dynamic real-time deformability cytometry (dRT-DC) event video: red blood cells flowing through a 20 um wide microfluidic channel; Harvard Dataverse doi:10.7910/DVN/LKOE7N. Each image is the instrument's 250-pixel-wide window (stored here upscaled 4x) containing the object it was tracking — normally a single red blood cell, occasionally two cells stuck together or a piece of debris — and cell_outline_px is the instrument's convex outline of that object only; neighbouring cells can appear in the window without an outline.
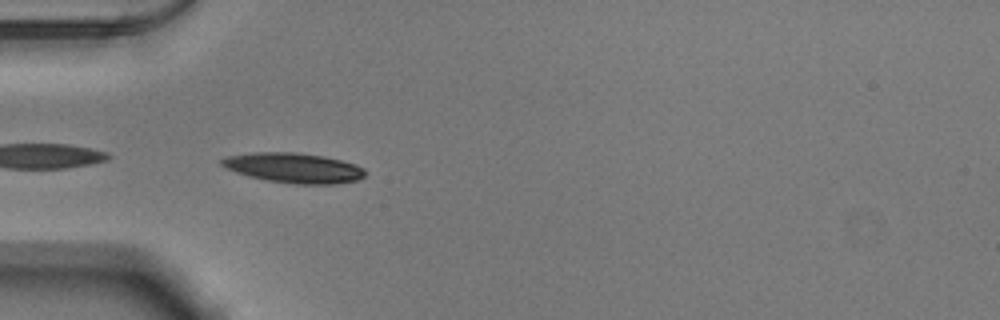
{"species": "Egyptian fruit bat (a non-hibernating species)", "species_latin": "Rousettus aegyptiacus", "temperature_condition": "warm", "stored_images_in_passage": 22, "camera_frame_rate_fps": 3000, "um_per_image_px": 0.085, "animal": {"sex": "male"}, "frame": {"image": 1, "passage_image": 1, "time_ms": 0.0, "image_size_px": [1000, 320], "cell_outline_px": [[364, 176], [360, 180], [336, 184], [296, 184], [268, 180], [248, 176], [224, 168], [220, 164], [220, 160], [228, 156], [256, 152], [292, 152], [324, 156], [356, 164], [364, 168]], "centroid_in_image_um": [24.98, 14.27], "position_along_channel_um": 60.0, "area_um2": 25.03}}
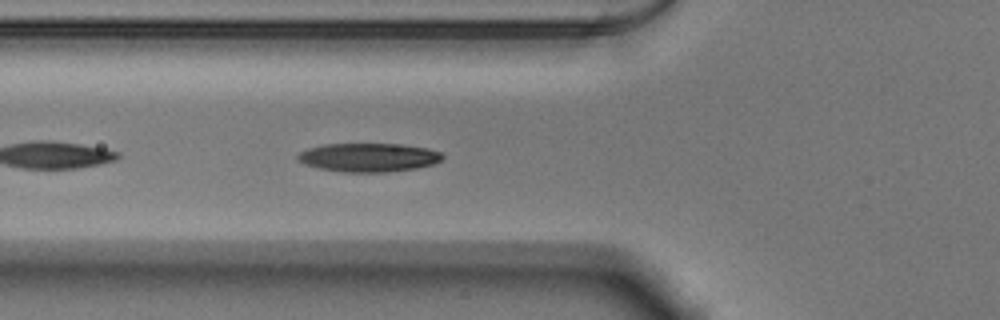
{"frame": {"image": 2, "passage_image": 4, "time_ms": 1.0, "image_size_px": [1000, 320], "cell_outline_px": [[444, 156], [440, 160], [432, 164], [416, 168], [388, 172], [340, 172], [320, 168], [304, 164], [296, 160], [296, 156], [300, 152], [308, 148], [324, 144], [400, 144], [428, 148], [440, 152]], "centroid_in_image_um": [31.3, 13.38], "position_along_channel_um": 94.5, "area_um2": 24.22}}